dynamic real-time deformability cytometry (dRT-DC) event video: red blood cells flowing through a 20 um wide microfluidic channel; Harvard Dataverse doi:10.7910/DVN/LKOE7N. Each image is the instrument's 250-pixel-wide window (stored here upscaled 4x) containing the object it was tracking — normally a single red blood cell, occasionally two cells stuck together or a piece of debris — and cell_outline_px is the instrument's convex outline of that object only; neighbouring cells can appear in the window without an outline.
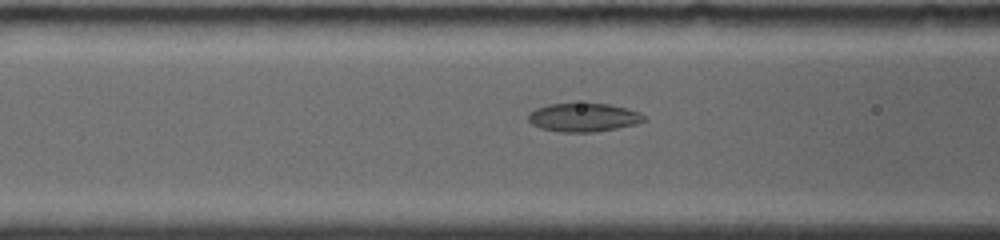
{"species": "common noctule bat (a hibernating species)", "species_latin": "Nyctalus noctula", "temperature_condition": "room temperature", "stored_images_in_passage": 27, "camera_frame_rate_fps": 4000, "um_per_image_px": 0.085, "animal": {"sex": "female", "body_mass_g": 19.0, "forearm_length_mm": 56.7}, "frame": {"image": 1, "passage_image": 5, "time_ms": 1.5, "image_size_px": [1000, 240], "cell_outline_px": [[648, 120], [636, 124], [596, 132], [560, 132], [540, 128], [532, 124], [528, 120], [528, 112], [536, 108], [548, 104], [608, 104], [640, 112], [648, 116]], "centroid_in_image_um": [49.61, 9.99], "position_along_channel_um": 117.0, "area_um2": 19.31}}
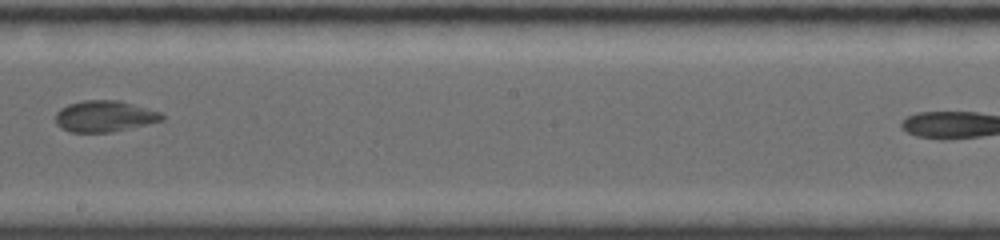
{"frame": {"image": 2, "passage_image": 13, "time_ms": 4.75, "image_size_px": [1000, 240], "cell_outline_px": [[164, 120], [148, 124], [112, 132], [72, 132], [60, 128], [56, 124], [56, 112], [60, 108], [68, 104], [84, 100], [120, 100], [160, 112], [164, 116]], "centroid_in_image_um": [8.87, 9.88], "position_along_channel_um": 239.3, "area_um2": 19.42}}
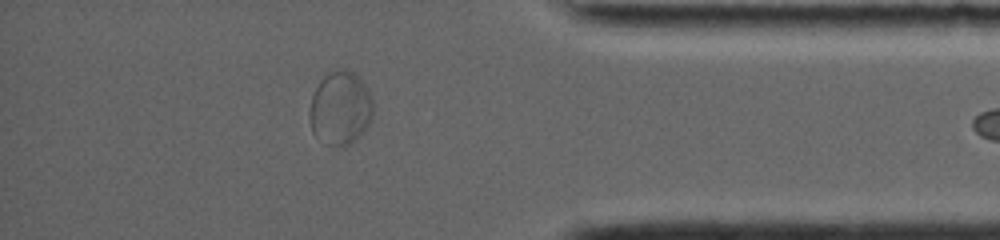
{"frame": {"image": 3, "passage_image": 24, "time_ms": 9.5, "image_size_px": [1000, 240], "cell_outline_px": [[372, 120], [344, 148], [340, 148], [324, 144], [312, 132], [308, 116], [308, 112], [312, 96], [320, 80], [328, 72], [340, 68], [344, 68], [356, 72], [360, 76], [368, 88], [372, 100]], "centroid_in_image_um": [28.9, 9.16], "position_along_channel_um": 406.3, "area_um2": 27.63}}